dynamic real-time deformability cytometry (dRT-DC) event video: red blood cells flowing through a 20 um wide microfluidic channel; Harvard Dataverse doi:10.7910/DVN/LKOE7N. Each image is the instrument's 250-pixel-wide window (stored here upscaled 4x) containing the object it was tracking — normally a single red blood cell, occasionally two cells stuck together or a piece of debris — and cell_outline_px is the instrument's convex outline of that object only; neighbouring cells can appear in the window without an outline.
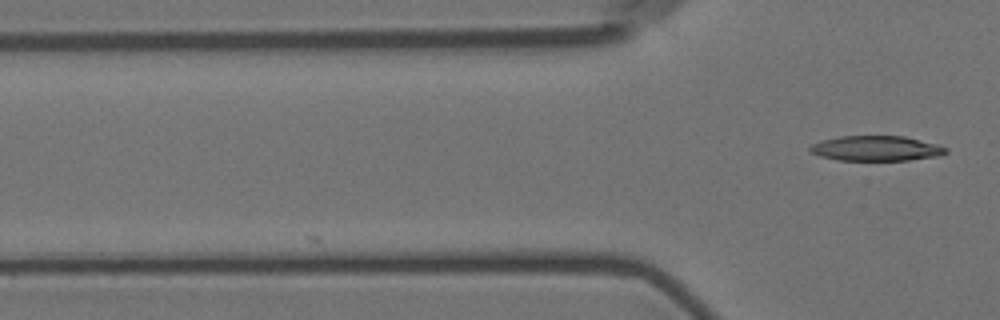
{"species": "Egyptian fruit bat (a non-hibernating species)", "species_latin": "Rousettus aegyptiacus", "temperature_condition": "room temperature", "stored_images_in_passage": 3, "camera_frame_rate_fps": 3000, "um_per_image_px": 0.085, "animal": {"sex": "female"}, "frame": {"image": 1, "passage_image": 3, "time_ms": 3.333, "image_size_px": [1000, 320], "cell_outline_px": [[948, 152], [940, 156], [908, 160], [840, 160], [820, 156], [812, 152], [808, 148], [812, 144], [820, 140], [840, 136], [904, 136], [936, 144], [948, 148]], "centroid_in_image_um": [74.48, 12.61], "position_along_channel_um": 51.3, "area_um2": 19.83}}